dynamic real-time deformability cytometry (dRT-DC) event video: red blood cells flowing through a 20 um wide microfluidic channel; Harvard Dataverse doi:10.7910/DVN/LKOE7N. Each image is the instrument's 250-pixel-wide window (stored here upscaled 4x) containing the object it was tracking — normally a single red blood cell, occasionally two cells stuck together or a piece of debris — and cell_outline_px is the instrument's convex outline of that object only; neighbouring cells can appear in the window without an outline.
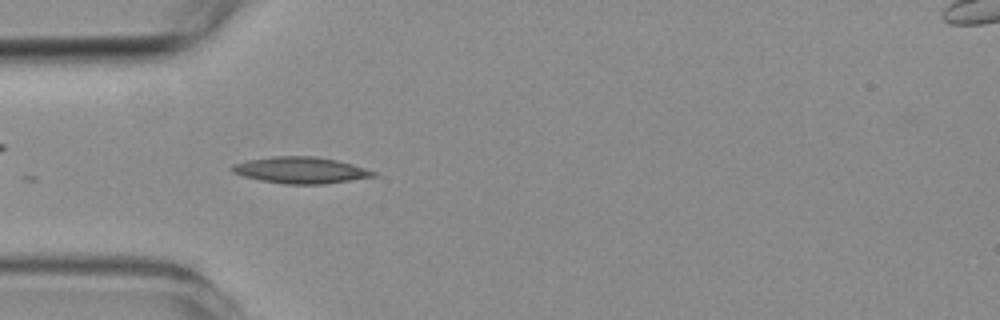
{"species": "common noctule bat (a hibernating species)", "species_latin": "Nyctalus noctula", "temperature_condition": "room temperature", "stored_images_in_passage": 4, "camera_frame_rate_fps": 3000, "um_per_image_px": 0.085, "animal": {"sex": "female", "body_mass_g": 19.3, "forearm_length_mm": 54.1}, "frame": {"image": 1, "passage_image": 4, "time_ms": 3.333, "image_size_px": [1000, 320], "cell_outline_px": [[376, 176], [324, 184], [284, 184], [260, 180], [244, 176], [232, 172], [232, 164], [248, 160], [272, 156], [312, 156], [336, 160], [352, 164], [376, 172]], "centroid_in_image_um": [25.53, 14.46], "position_along_channel_um": 59.5, "area_um2": 21.56}}